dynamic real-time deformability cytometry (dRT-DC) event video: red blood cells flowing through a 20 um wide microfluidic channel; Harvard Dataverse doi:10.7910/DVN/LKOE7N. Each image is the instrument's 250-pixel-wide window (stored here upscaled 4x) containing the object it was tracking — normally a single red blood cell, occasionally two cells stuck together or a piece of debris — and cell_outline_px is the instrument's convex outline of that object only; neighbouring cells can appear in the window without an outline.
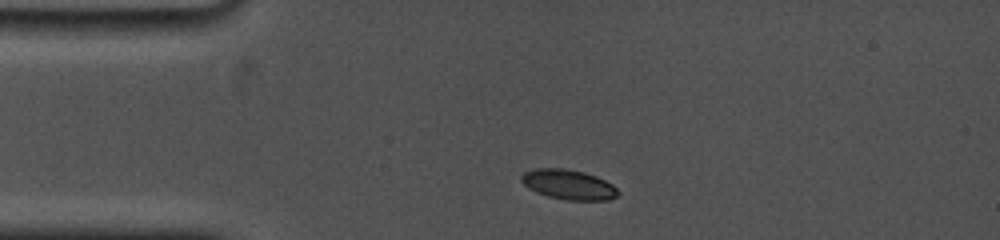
{"species": "common noctule bat (a hibernating species)", "species_latin": "Nyctalus noctula", "temperature_condition": "cold", "stored_images_in_passage": 2, "camera_frame_rate_fps": 5000, "um_per_image_px": 0.085, "animal": {"sex": "female", "body_mass_g": 19.0, "forearm_length_mm": 53.3}, "frame": {"image": 1, "passage_image": 1, "time_ms": 0.0, "image_size_px": [1000, 240], "cell_outline_px": [[620, 192], [616, 196], [608, 200], [564, 200], [548, 196], [536, 192], [528, 188], [520, 180], [520, 176], [524, 172], [536, 168], [564, 168], [584, 172], [596, 176], [612, 184]], "centroid_in_image_um": [48.31, 15.68], "position_along_channel_um": 36.7, "area_um2": 16.88}}